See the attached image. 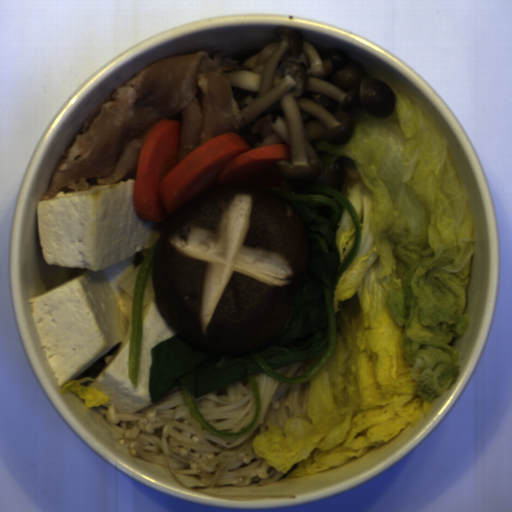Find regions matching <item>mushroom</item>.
Here are the masks:
<instances>
[{
  "label": "mushroom",
  "instance_id": "1",
  "mask_svg": "<svg viewBox=\"0 0 512 512\" xmlns=\"http://www.w3.org/2000/svg\"><path fill=\"white\" fill-rule=\"evenodd\" d=\"M310 241L284 195L240 178L181 201L155 247L154 305L174 335L206 352L260 351L295 301Z\"/></svg>",
  "mask_w": 512,
  "mask_h": 512
}]
</instances>
